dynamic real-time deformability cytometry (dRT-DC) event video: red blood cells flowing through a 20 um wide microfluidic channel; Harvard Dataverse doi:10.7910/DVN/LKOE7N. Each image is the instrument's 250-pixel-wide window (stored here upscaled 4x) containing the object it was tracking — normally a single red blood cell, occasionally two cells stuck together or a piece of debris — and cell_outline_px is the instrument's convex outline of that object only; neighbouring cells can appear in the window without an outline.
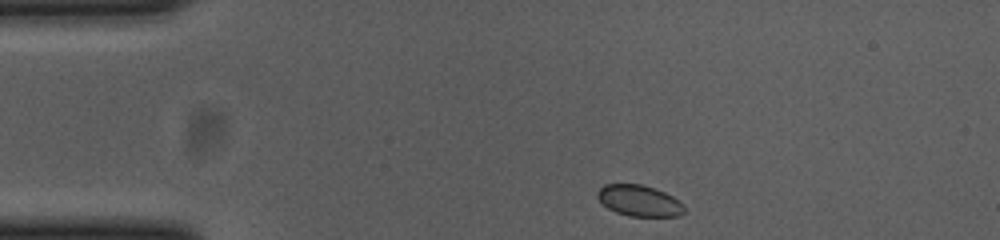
{"species": "common noctule bat (a hibernating species)", "species_latin": "Nyctalus noctula", "temperature_condition": "cold", "stored_images_in_passage": 46, "camera_frame_rate_fps": 3000, "um_per_image_px": 0.085, "animal": {"sex": "female", "body_mass_g": 23.0, "forearm_length_mm": 53.4}, "frame": {"image": 1, "passage_image": 1, "time_ms": 0.0, "image_size_px": [1000, 240], "cell_outline_px": [[684, 212], [680, 216], [628, 216], [616, 212], [608, 208], [596, 196], [596, 192], [604, 184], [640, 184], [664, 192], [680, 200], [684, 204]], "centroid_in_image_um": [54.34, 17.06], "position_along_channel_um": 30.7, "area_um2": 15.72}}
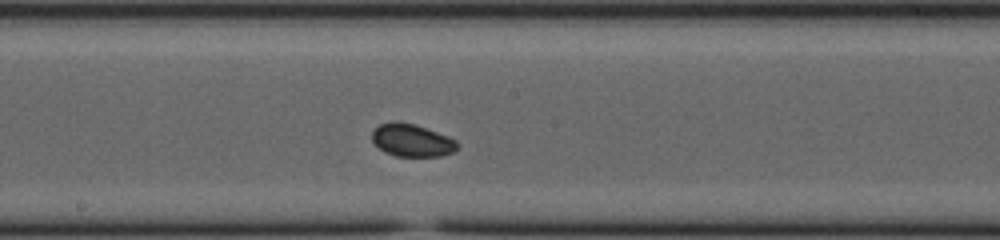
{"frame": {"image": 2, "passage_image": 20, "time_ms": 6.333, "image_size_px": [1000, 240], "cell_outline_px": [[460, 144], [452, 152], [440, 156], [396, 156], [384, 152], [372, 140], [372, 132], [380, 124], [392, 120], [396, 120], [416, 124], [448, 136], [456, 140]], "centroid_in_image_um": [35.01, 11.91], "position_along_channel_um": 213.2, "area_um2": 16.3}}
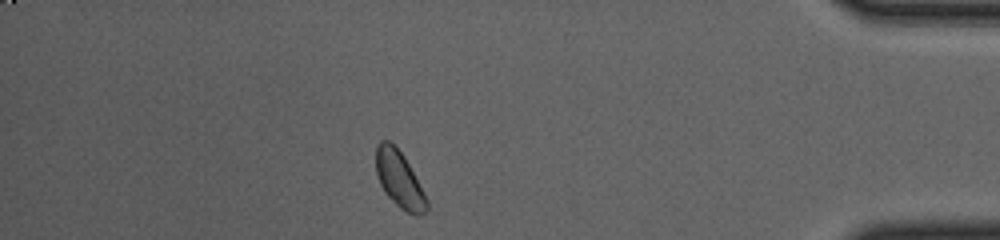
{"frame": {"image": 3, "passage_image": 39, "time_ms": 12.667, "image_size_px": [1000, 240], "cell_outline_px": [[428, 208], [420, 216], [416, 216], [400, 208], [384, 192], [380, 184], [376, 172], [376, 144], [380, 140], [388, 140], [404, 156], [428, 200]], "centroid_in_image_um": [33.93, 15.26], "position_along_channel_um": 401.3, "area_um2": 16.53}}